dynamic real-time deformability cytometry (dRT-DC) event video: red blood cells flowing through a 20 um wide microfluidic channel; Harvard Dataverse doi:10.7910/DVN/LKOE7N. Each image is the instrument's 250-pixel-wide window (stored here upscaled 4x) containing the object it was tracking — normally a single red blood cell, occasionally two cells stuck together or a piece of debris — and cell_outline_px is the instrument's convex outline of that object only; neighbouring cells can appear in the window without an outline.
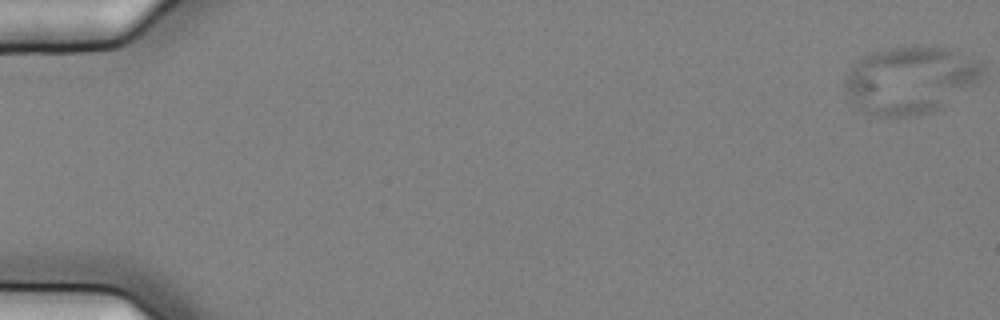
{"species": "common noctule bat (a hibernating species)", "species_latin": "Nyctalus noctula", "temperature_condition": "cold", "stored_images_in_passage": 57, "camera_frame_rate_fps": 3000, "um_per_image_px": 0.085, "animal": {"sex": "female", "body_mass_g": 25.1}, "frame": {"image": 1, "passage_image": 1, "time_ms": 0.0, "image_size_px": [1000, 320], "cell_outline_px": [[984, 72], [976, 84], [932, 112], [908, 116], [876, 116], [864, 112], [848, 100], [844, 88], [844, 80], [856, 60], [872, 52], [888, 48], [944, 48], [980, 64], [984, 68]], "centroid_in_image_um": [77.28, 6.84], "position_along_channel_um": 7.7, "area_um2": 52.89}}
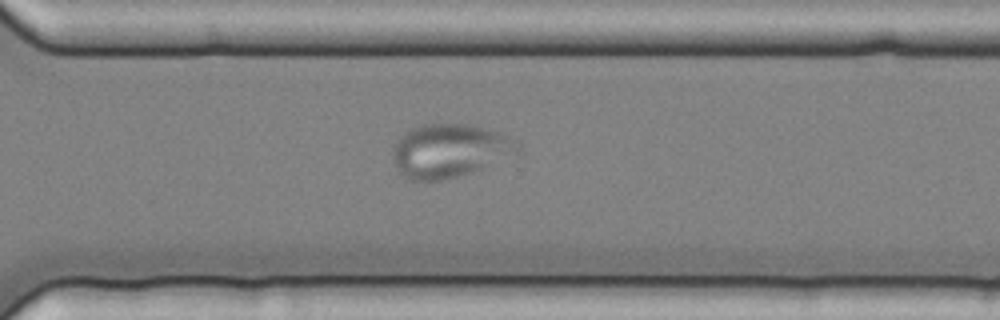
{"frame": {"image": 2, "passage_image": 42, "time_ms": 13.667, "image_size_px": [1000, 320], "cell_outline_px": [[520, 148], [516, 152], [484, 168], [472, 172], [440, 180], [412, 180], [404, 176], [396, 168], [392, 160], [392, 152], [400, 136], [404, 132], [420, 124], [468, 124], [500, 132], [520, 140]], "centroid_in_image_um": [38.21, 12.79], "position_along_channel_um": 332.4, "area_um2": 38.9}}
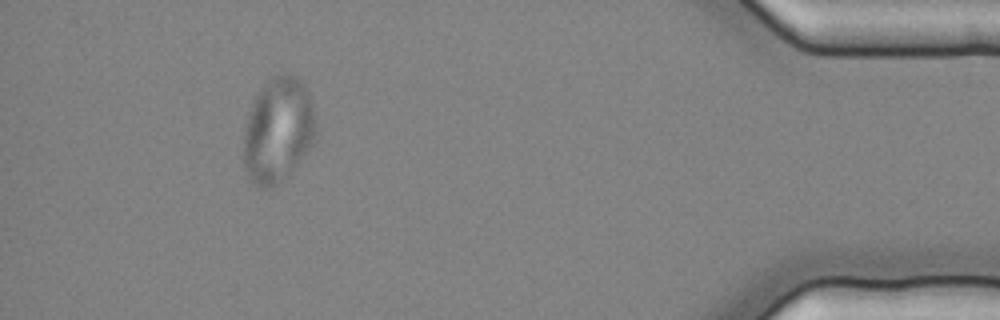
{"frame": {"image": 3, "passage_image": 53, "time_ms": 17.333, "image_size_px": [1000, 320], "cell_outline_px": [[316, 136], [312, 144], [292, 168], [276, 184], [268, 188], [256, 188], [248, 180], [244, 168], [244, 132], [248, 112], [260, 88], [272, 76], [284, 72], [292, 72], [304, 84], [308, 92], [312, 104], [316, 124]], "centroid_in_image_um": [23.61, 11.03], "position_along_channel_um": 411.6, "area_um2": 44.33}}